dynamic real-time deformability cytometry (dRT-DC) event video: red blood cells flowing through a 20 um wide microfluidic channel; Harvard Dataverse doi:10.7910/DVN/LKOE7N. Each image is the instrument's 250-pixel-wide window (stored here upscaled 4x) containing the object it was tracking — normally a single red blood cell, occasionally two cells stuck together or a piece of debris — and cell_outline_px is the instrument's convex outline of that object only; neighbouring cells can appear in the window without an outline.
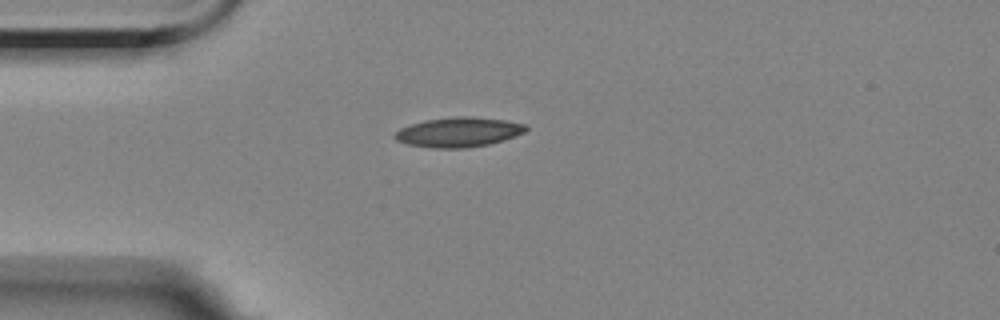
{"species": "Egyptian fruit bat (a non-hibernating species)", "species_latin": "Rousettus aegyptiacus", "temperature_condition": "room temperature", "stored_images_in_passage": 1, "camera_frame_rate_fps": 3000, "um_per_image_px": 0.085, "animal": {"sex": "female"}, "frame": {"image": 1, "passage_image": 1, "time_ms": 0.0, "image_size_px": [1000, 320], "cell_outline_px": [[528, 128], [524, 132], [504, 140], [488, 144], [464, 148], [432, 148], [408, 144], [396, 140], [392, 136], [400, 128], [424, 120], [456, 116], [472, 116], [504, 120], [528, 124]], "centroid_in_image_um": [38.98, 11.22], "position_along_channel_um": 46.0, "area_um2": 22.72}}